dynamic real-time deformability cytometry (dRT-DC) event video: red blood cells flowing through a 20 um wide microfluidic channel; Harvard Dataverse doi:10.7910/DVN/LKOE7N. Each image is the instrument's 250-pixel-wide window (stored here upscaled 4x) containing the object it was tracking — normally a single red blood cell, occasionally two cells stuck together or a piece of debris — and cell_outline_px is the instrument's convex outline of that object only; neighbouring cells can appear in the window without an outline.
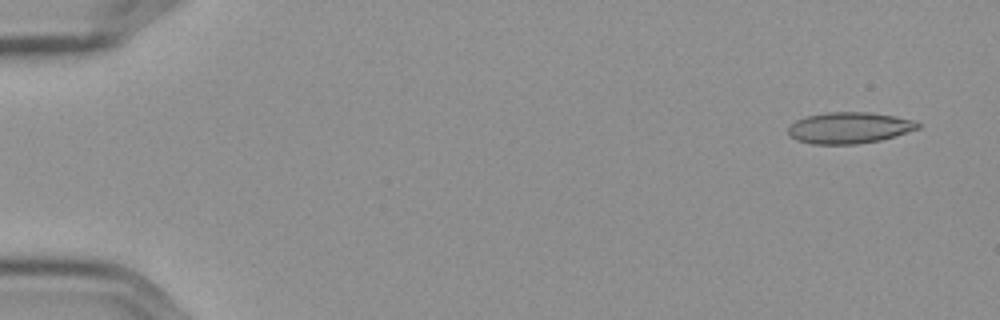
{"species": "Egyptian fruit bat (a non-hibernating species)", "species_latin": "Rousettus aegyptiacus", "temperature_condition": "cold", "stored_images_in_passage": 5, "camera_frame_rate_fps": 3000, "um_per_image_px": 0.085, "frame": {"image": 1, "passage_image": 1, "time_ms": 0.0, "image_size_px": [1000, 320], "cell_outline_px": [[920, 128], [880, 140], [856, 144], [812, 144], [796, 140], [788, 132], [788, 128], [796, 120], [808, 116], [828, 112], [868, 112], [896, 116], [916, 120], [920, 124]], "centroid_in_image_um": [72.21, 10.86], "position_along_channel_um": 12.8, "area_um2": 23.52}}
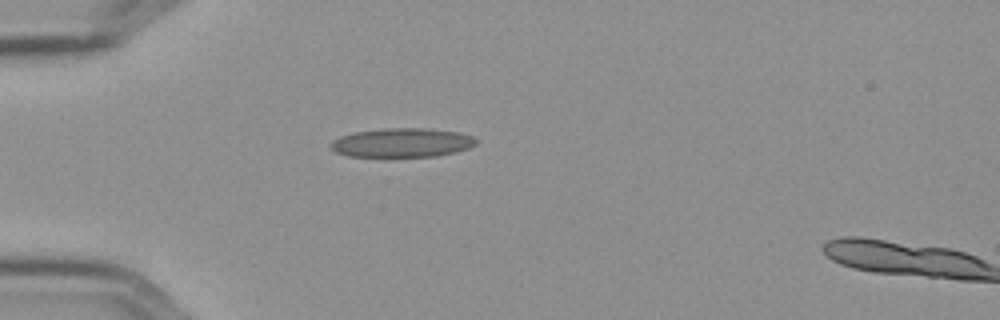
{"frame": {"image": 2, "passage_image": 4, "time_ms": 1.0, "image_size_px": [1000, 320], "cell_outline_px": [[476, 144], [468, 148], [436, 156], [348, 156], [336, 152], [328, 144], [332, 140], [340, 136], [356, 132], [380, 128], [428, 128], [460, 132], [472, 136], [476, 140]], "centroid_in_image_um": [34.15, 12.11], "position_along_channel_um": 50.9, "area_um2": 24.51}}